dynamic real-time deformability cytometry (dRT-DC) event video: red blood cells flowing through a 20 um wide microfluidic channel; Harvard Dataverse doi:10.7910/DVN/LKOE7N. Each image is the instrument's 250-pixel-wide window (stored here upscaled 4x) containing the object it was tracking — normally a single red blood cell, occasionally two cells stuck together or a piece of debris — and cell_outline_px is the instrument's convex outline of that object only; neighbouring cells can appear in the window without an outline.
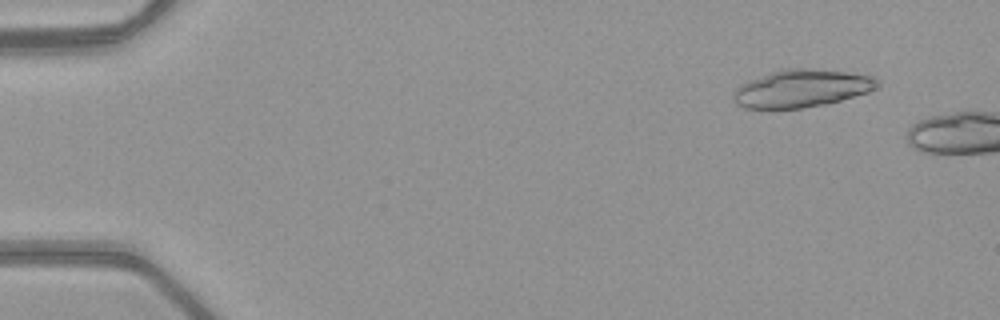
{"species": "common noctule bat (a hibernating species)", "species_latin": "Nyctalus noctula", "temperature_condition": "warm", "stored_images_in_passage": 8, "camera_frame_rate_fps": 3000, "um_per_image_px": 0.085, "animal": {"sex": "female", "body_mass_g": 21.9}, "frame": {"image": 1, "passage_image": 5, "time_ms": 1.333, "image_size_px": [1000, 320], "cell_outline_px": [[880, 88], [868, 92], [840, 100], [824, 104], [800, 108], [744, 108], [736, 104], [732, 96], [736, 88], [740, 84], [748, 80], [784, 68], [804, 68], [844, 72], [872, 76], [880, 80]], "centroid_in_image_um": [68.14, 7.51], "position_along_channel_um": 16.9, "area_um2": 31.44}}